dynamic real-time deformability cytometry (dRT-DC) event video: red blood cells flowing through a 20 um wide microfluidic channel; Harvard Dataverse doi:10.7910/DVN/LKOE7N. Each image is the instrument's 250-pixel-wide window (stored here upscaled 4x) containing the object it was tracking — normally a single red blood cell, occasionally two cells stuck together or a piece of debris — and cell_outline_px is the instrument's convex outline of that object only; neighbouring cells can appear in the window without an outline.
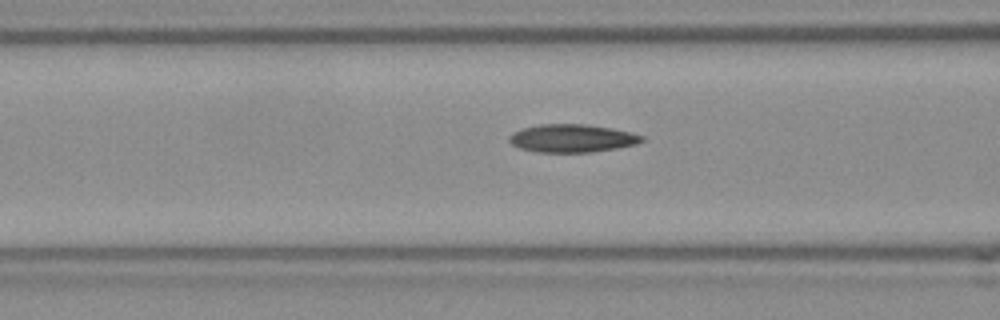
{"species": "Egyptian fruit bat (a non-hibernating species)", "species_latin": "Rousettus aegyptiacus", "temperature_condition": "room temperature", "stored_images_in_passage": 16, "camera_frame_rate_fps": 3000, "um_per_image_px": 0.085, "frame": {"image": 1, "passage_image": 14, "time_ms": 4.333, "image_size_px": [1000, 320], "cell_outline_px": [[644, 140], [636, 144], [616, 148], [592, 152], [536, 152], [520, 148], [512, 144], [508, 140], [508, 136], [512, 132], [524, 128], [540, 124], [588, 124], [612, 128], [644, 136]], "centroid_in_image_um": [48.6, 11.75], "position_along_channel_um": 118.0, "area_um2": 21.62}}